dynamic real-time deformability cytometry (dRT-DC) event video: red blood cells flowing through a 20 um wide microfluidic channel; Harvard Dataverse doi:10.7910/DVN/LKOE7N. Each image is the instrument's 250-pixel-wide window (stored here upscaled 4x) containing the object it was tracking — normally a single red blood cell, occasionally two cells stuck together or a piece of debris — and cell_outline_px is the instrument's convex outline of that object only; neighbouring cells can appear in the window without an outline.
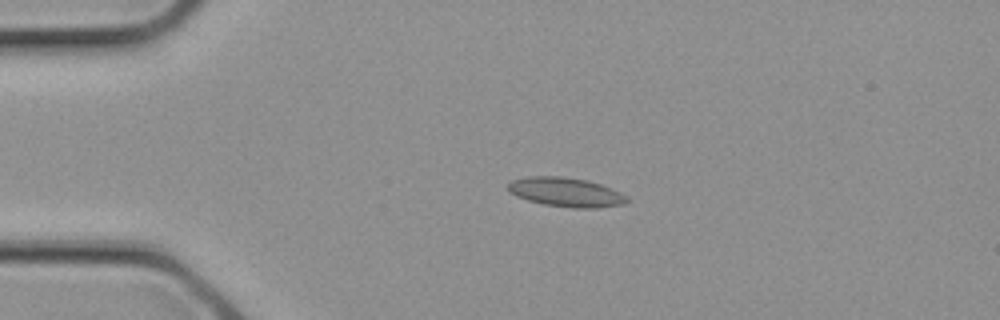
{"species": "common noctule bat (a hibernating species)", "species_latin": "Nyctalus noctula", "temperature_condition": "cold", "stored_images_in_passage": 3, "camera_frame_rate_fps": 3000, "um_per_image_px": 0.085, "animal": {"sex": "female", "body_mass_g": 21.9}, "frame": {"image": 1, "passage_image": 2, "time_ms": 0.333, "image_size_px": [1000, 320], "cell_outline_px": [[632, 200], [624, 204], [596, 208], [572, 208], [544, 204], [528, 200], [516, 196], [508, 192], [508, 184], [512, 180], [528, 176], [560, 176], [588, 180], [612, 188], [628, 196]], "centroid_in_image_um": [48.14, 16.33], "position_along_channel_um": 36.9, "area_um2": 20.46}}
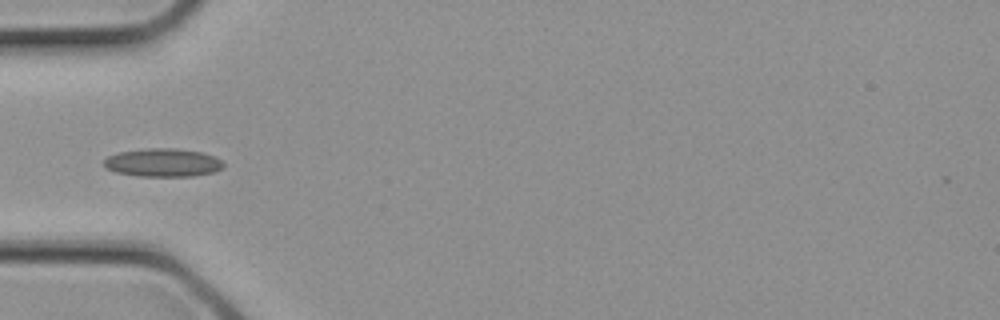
{"frame": {"image": 2, "passage_image": 3, "time_ms": 0.667, "image_size_px": [1000, 320], "cell_outline_px": [[224, 168], [216, 172], [192, 176], [136, 176], [116, 172], [108, 168], [104, 164], [104, 160], [108, 156], [116, 152], [148, 148], [176, 148], [204, 152], [216, 156], [224, 164]], "centroid_in_image_um": [13.89, 13.81], "position_along_channel_um": 71.1, "area_um2": 19.94}}